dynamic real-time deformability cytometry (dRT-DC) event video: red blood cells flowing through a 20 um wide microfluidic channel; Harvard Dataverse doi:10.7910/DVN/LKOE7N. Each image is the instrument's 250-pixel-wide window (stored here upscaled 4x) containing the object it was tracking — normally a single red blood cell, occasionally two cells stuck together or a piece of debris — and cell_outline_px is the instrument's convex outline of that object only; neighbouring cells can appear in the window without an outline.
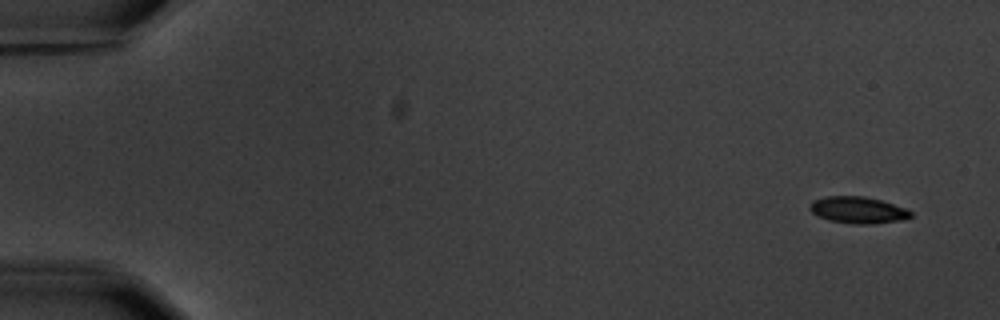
{"species": "common noctule bat (a hibernating species)", "species_latin": "Nyctalus noctula", "temperature_condition": "warm", "stored_images_in_passage": 5, "camera_frame_rate_fps": 3000, "um_per_image_px": 0.085, "animal": {"sex": "male", "body_mass_g": 20.1, "forearm_length_mm": 53.5}, "frame": {"image": 1, "passage_image": 1, "time_ms": 0.0, "image_size_px": [1000, 320], "cell_outline_px": [[912, 216], [900, 220], [872, 224], [852, 224], [828, 220], [816, 216], [808, 208], [812, 200], [828, 196], [864, 196], [880, 200], [904, 208], [912, 212]], "centroid_in_image_um": [72.87, 17.85], "position_along_channel_um": 12.1, "area_um2": 15.66}}
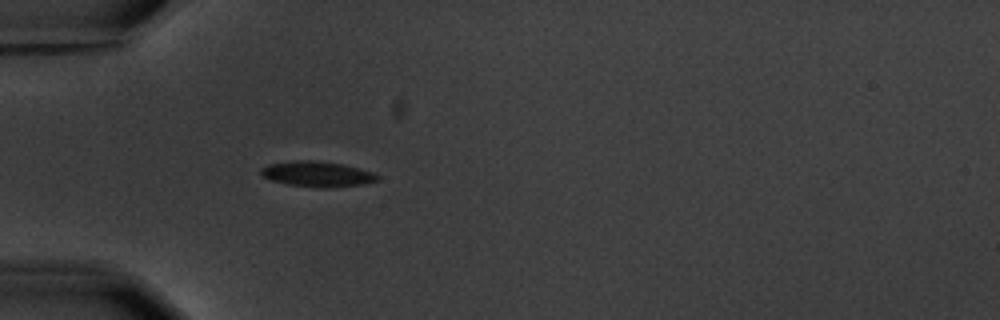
{"frame": {"image": 2, "passage_image": 5, "time_ms": 5.0, "image_size_px": [1000, 320], "cell_outline_px": [[380, 180], [364, 184], [328, 188], [316, 188], [288, 184], [272, 180], [264, 176], [260, 172], [260, 168], [268, 164], [296, 160], [312, 160], [340, 164], [372, 172], [380, 176]], "centroid_in_image_um": [26.97, 14.8], "position_along_channel_um": 58.0, "area_um2": 17.17}}